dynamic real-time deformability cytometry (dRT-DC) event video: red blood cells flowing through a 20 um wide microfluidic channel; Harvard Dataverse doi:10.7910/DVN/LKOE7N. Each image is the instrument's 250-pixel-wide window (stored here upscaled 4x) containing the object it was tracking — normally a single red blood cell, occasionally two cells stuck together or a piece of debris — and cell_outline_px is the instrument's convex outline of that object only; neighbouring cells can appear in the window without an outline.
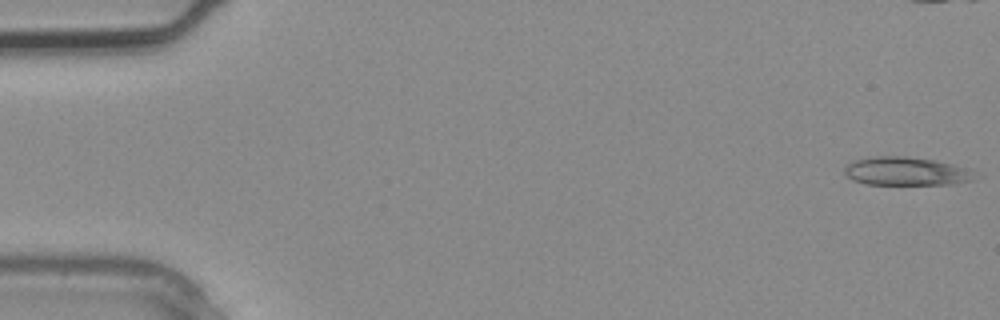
{"species": "common noctule bat (a hibernating species)", "species_latin": "Nyctalus noctula", "temperature_condition": "warm", "stored_images_in_passage": 3, "camera_frame_rate_fps": 3000, "um_per_image_px": 0.085, "animal": {"sex": "male", "body_mass_g": 20.4}, "frame": {"image": 1, "passage_image": 1, "time_ms": 0.0, "image_size_px": [1000, 320], "cell_outline_px": [[976, 176], [972, 180], [952, 184], [864, 184], [852, 180], [844, 172], [844, 168], [848, 164], [856, 160], [876, 156], [908, 156], [932, 160], [952, 164], [968, 168]], "centroid_in_image_um": [77.01, 14.56], "position_along_channel_um": 8.0, "area_um2": 21.39}}